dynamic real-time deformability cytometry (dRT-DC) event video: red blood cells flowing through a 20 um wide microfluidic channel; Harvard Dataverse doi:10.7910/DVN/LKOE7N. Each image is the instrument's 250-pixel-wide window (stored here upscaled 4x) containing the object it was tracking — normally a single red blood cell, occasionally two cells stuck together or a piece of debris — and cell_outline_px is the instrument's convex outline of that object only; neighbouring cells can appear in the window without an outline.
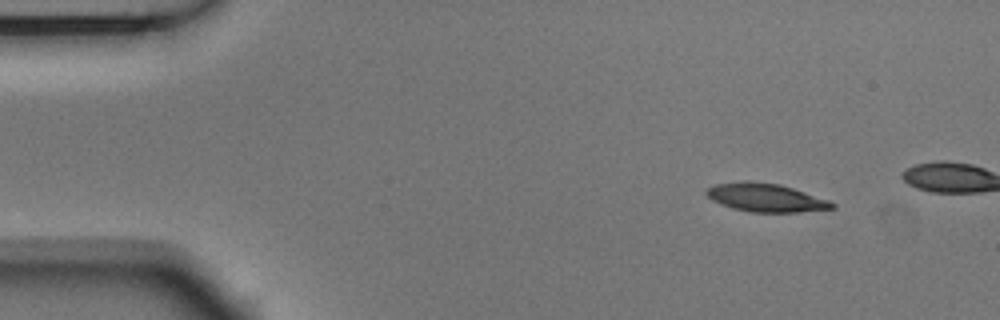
{"species": "Egyptian fruit bat (a non-hibernating species)", "species_latin": "Rousettus aegyptiacus", "temperature_condition": "room temperature", "stored_images_in_passage": 4, "camera_frame_rate_fps": 3000, "um_per_image_px": 0.085, "animal": {"sex": "male"}, "frame": {"image": 1, "passage_image": 1, "time_ms": 0.0, "image_size_px": [1000, 320], "cell_outline_px": [[836, 208], [800, 212], [748, 212], [732, 208], [720, 204], [712, 200], [704, 192], [708, 188], [716, 184], [744, 180], [752, 180], [780, 184], [828, 200], [836, 204]], "centroid_in_image_um": [65.07, 16.79], "position_along_channel_um": 19.9, "area_um2": 20.87}}